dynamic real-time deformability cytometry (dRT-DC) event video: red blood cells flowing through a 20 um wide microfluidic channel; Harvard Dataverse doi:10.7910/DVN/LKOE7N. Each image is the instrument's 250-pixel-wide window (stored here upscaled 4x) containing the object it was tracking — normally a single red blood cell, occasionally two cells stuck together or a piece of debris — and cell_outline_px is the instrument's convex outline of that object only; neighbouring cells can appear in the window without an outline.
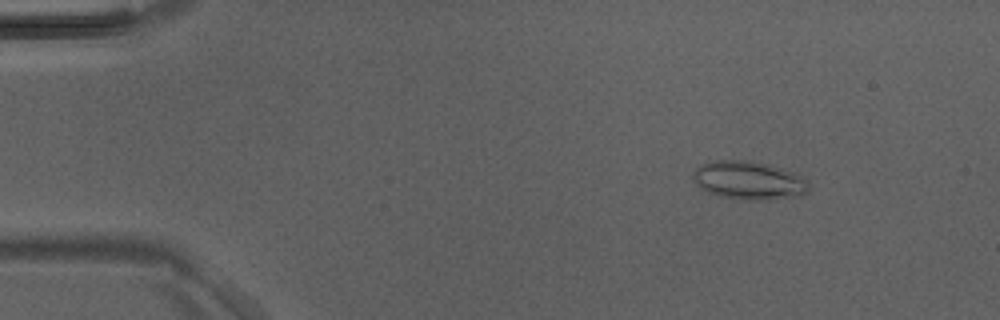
{"species": "Egyptian fruit bat (a non-hibernating species)", "species_latin": "Rousettus aegyptiacus", "temperature_condition": "room temperature", "stored_images_in_passage": 47, "segment_of_instrument_passage": [1, 2], "camera_frame_rate_fps": 3000, "um_per_image_px": 0.085, "animal": {"sex": "male"}, "frame": {"image": 1, "passage_image": 6, "time_ms": 1.667, "image_size_px": [1000, 320], "cell_outline_px": [[808, 192], [800, 196], [768, 200], [752, 200], [720, 196], [708, 192], [700, 188], [696, 184], [692, 176], [692, 172], [700, 164], [716, 160], [744, 160], [768, 164], [780, 168], [804, 180], [808, 184]], "centroid_in_image_um": [63.58, 15.34], "position_along_channel_um": 21.4, "area_um2": 25.55}}
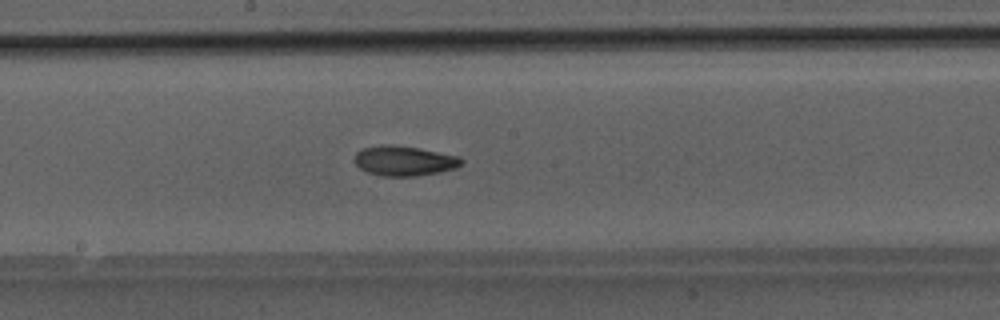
{"frame": {"image": 2, "passage_image": 25, "time_ms": 8.0, "image_size_px": [1000, 320], "cell_outline_px": [[464, 160], [456, 168], [440, 172], [416, 176], [380, 176], [368, 172], [360, 168], [356, 164], [356, 152], [364, 148], [384, 144], [388, 144], [416, 148], [460, 156]], "centroid_in_image_um": [34.37, 13.68], "position_along_channel_um": 213.8, "area_um2": 18.44}}
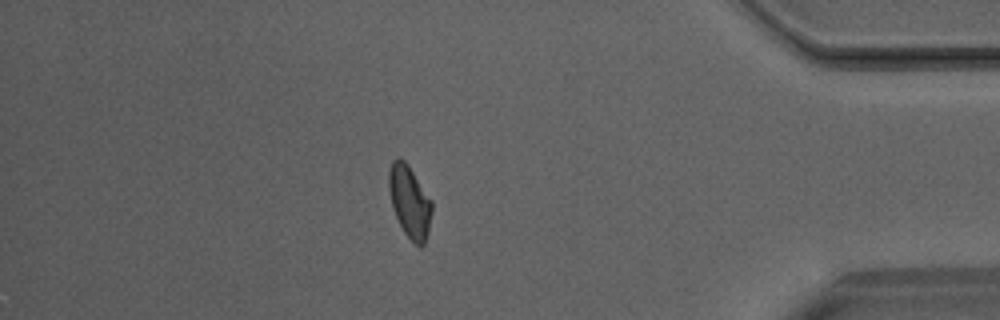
{"frame": {"image": 3, "passage_image": 40, "time_ms": 13.0, "image_size_px": [1000, 320], "cell_outline_px": [[432, 212], [428, 232], [424, 244], [420, 248], [404, 232], [392, 208], [388, 188], [388, 172], [392, 160], [396, 156], [400, 156], [408, 164], [432, 200]], "centroid_in_image_um": [34.81, 17.09], "position_along_channel_um": 400.4, "area_um2": 18.26}}